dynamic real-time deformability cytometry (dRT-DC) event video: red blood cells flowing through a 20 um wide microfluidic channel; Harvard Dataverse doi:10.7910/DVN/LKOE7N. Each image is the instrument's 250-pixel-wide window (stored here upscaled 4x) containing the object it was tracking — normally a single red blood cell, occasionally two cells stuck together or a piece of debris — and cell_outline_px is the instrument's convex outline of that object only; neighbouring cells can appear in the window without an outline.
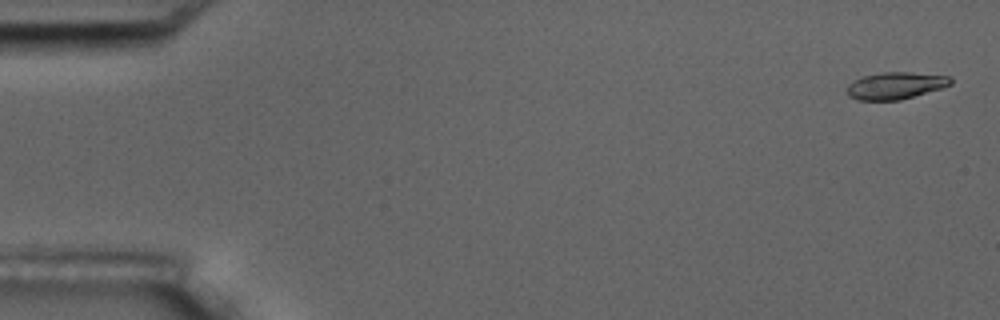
{"species": "common noctule bat (a hibernating species)", "species_latin": "Nyctalus noctula", "temperature_condition": "room temperature", "stored_images_in_passage": 7, "camera_frame_rate_fps": 3000, "um_per_image_px": 0.085, "animal": {"sex": "male", "body_mass_g": 17.5, "forearm_length_mm": 52.3}, "frame": {"image": 1, "passage_image": 1, "time_ms": 0.0, "image_size_px": [1000, 320], "cell_outline_px": [[952, 84], [940, 88], [900, 100], [856, 100], [848, 96], [848, 84], [864, 76], [884, 72], [912, 72], [952, 76]], "centroid_in_image_um": [76.14, 7.27], "position_along_channel_um": 8.9, "area_um2": 16.18}}
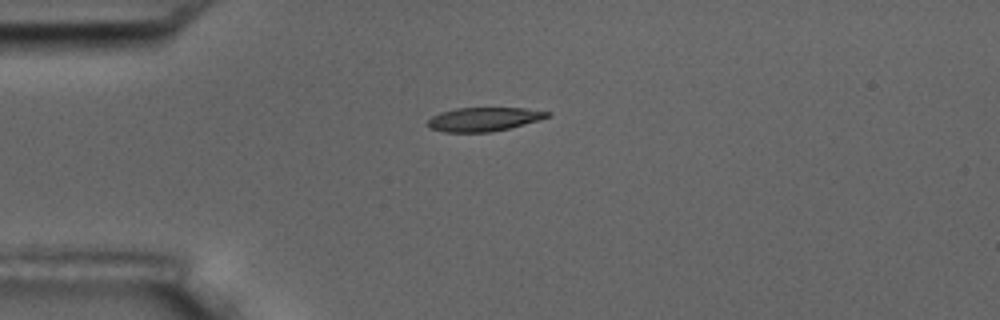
{"frame": {"image": 2, "passage_image": 4, "time_ms": 4.333, "image_size_px": [1000, 320], "cell_outline_px": [[552, 112], [548, 116], [540, 120], [492, 132], [444, 132], [428, 128], [424, 124], [432, 116], [440, 112], [456, 108], [524, 108]], "centroid_in_image_um": [41.07, 10.14], "position_along_channel_um": 43.9, "area_um2": 16.7}}